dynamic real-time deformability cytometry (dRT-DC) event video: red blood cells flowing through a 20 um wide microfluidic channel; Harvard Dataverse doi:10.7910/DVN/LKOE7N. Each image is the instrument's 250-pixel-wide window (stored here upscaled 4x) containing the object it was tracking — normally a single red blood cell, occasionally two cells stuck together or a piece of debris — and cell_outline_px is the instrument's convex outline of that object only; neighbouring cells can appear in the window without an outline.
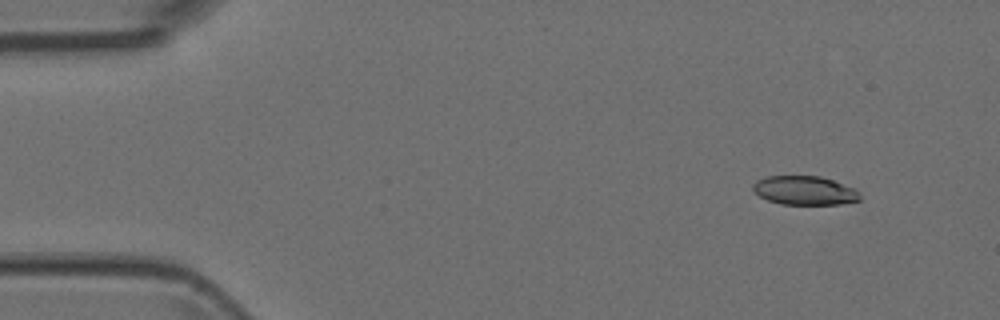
{"species": "Egyptian fruit bat (a non-hibernating species)", "species_latin": "Rousettus aegyptiacus", "temperature_condition": "room temperature", "stored_images_in_passage": 6, "camera_frame_rate_fps": 3000, "um_per_image_px": 0.085, "animal": {"sex": "female"}, "frame": {"image": 1, "passage_image": 1, "time_ms": 0.0, "image_size_px": [1000, 320], "cell_outline_px": [[860, 200], [840, 204], [780, 204], [768, 200], [760, 196], [752, 188], [752, 184], [756, 180], [768, 176], [820, 176], [856, 188], [860, 192]], "centroid_in_image_um": [68.41, 16.19], "position_along_channel_um": 16.6, "area_um2": 18.03}}
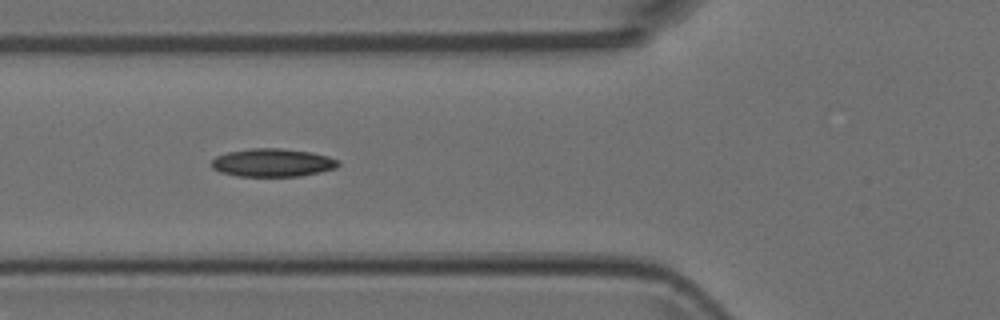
{"frame": {"image": 2, "passage_image": 5, "time_ms": 1.333, "image_size_px": [1000, 320], "cell_outline_px": [[340, 164], [336, 168], [320, 172], [300, 176], [236, 176], [220, 172], [212, 168], [212, 160], [216, 156], [228, 152], [252, 148], [280, 148], [312, 152], [328, 156], [340, 160]], "centroid_in_image_um": [23.19, 13.82], "position_along_channel_um": 102.6, "area_um2": 20.87}}
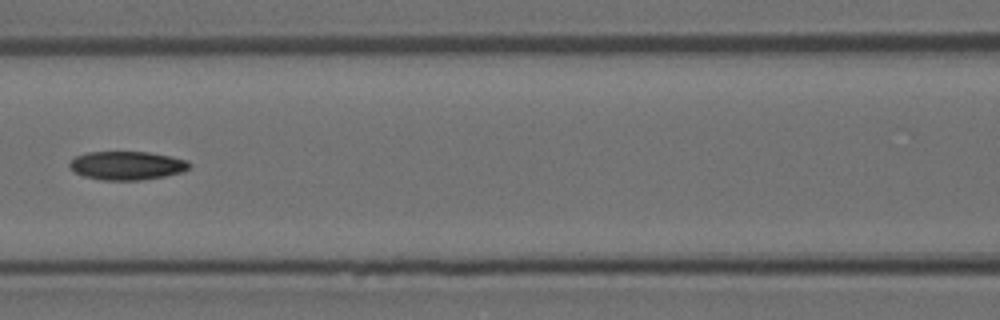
{"frame": {"image": 3, "passage_image": 6, "time_ms": 1.667, "image_size_px": [1000, 320], "cell_outline_px": [[192, 164], [184, 172], [164, 176], [140, 180], [100, 180], [84, 176], [76, 172], [68, 164], [76, 156], [88, 152], [148, 152], [172, 156], [188, 160]], "centroid_in_image_um": [10.84, 14.07], "position_along_channel_um": 155.8, "area_um2": 19.94}}